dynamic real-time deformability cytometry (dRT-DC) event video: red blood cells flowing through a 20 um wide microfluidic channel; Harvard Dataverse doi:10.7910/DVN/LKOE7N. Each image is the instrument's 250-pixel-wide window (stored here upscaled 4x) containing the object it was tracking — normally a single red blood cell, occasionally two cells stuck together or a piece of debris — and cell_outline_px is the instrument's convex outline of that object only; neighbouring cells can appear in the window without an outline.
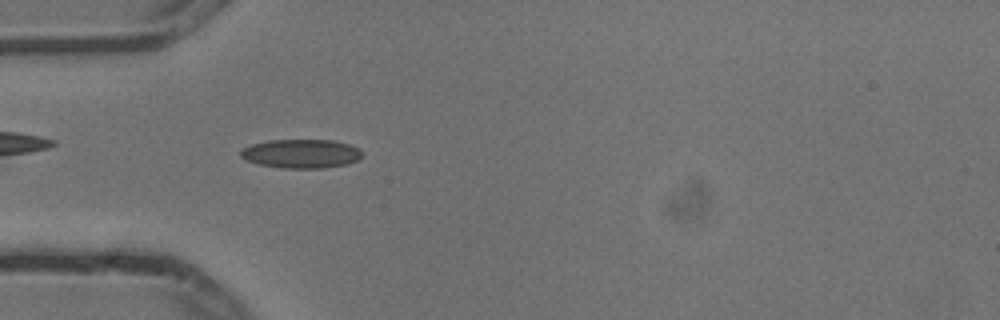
{"species": "common noctule bat (a hibernating species)", "species_latin": "Nyctalus noctula", "temperature_condition": "cold", "stored_images_in_passage": 7, "camera_frame_rate_fps": 3000, "um_per_image_px": 0.085, "animal": {"sex": "male", "body_mass_g": 13.3}, "frame": {"image": 1, "passage_image": 7, "time_ms": 2.0, "image_size_px": [1000, 320], "cell_outline_px": [[364, 156], [356, 160], [344, 164], [324, 168], [284, 168], [260, 164], [248, 160], [240, 156], [240, 152], [244, 148], [252, 144], [268, 140], [332, 140], [348, 144], [360, 148], [364, 152]], "centroid_in_image_um": [25.64, 13.05], "position_along_channel_um": 59.4, "area_um2": 20.35}}